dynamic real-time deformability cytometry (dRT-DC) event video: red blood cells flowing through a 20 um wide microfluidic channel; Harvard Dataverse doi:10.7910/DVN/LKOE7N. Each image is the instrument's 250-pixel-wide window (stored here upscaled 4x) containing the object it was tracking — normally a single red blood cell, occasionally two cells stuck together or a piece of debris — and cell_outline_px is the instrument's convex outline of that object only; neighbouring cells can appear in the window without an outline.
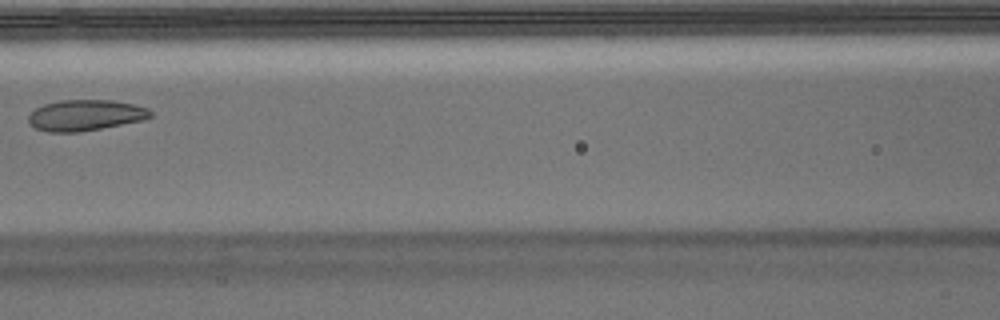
{"species": "Egyptian fruit bat (a non-hibernating species)", "species_latin": "Rousettus aegyptiacus", "temperature_condition": "warm", "stored_images_in_passage": 4, "camera_frame_rate_fps": 3000, "um_per_image_px": 0.085, "animal": {"sex": "male"}, "frame": {"image": 1, "passage_image": 4, "time_ms": 1.0, "image_size_px": [1000, 320], "cell_outline_px": [[152, 116], [144, 120], [80, 132], [48, 132], [36, 128], [28, 120], [28, 116], [36, 108], [44, 104], [60, 100], [112, 100], [132, 104], [148, 108], [152, 112]], "centroid_in_image_um": [7.27, 9.79], "position_along_channel_um": 159.3, "area_um2": 21.91}}